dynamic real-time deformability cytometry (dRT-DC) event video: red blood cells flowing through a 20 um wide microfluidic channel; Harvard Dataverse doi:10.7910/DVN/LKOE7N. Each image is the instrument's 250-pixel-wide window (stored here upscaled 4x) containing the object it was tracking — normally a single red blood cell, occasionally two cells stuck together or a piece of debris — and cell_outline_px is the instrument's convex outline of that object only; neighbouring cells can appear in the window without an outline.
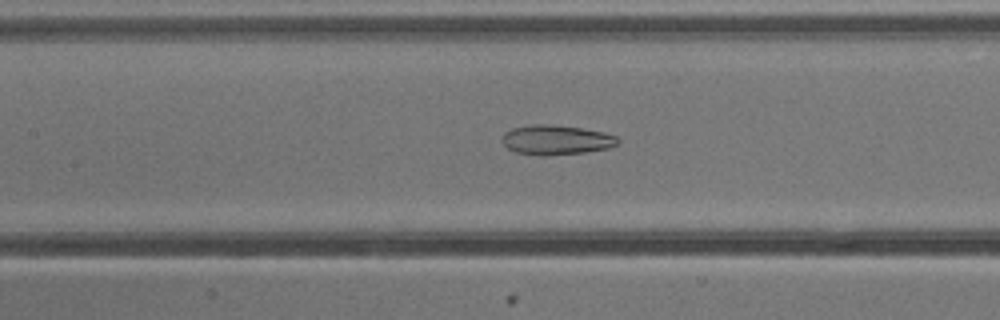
{"species": "common noctule bat (a hibernating species)", "species_latin": "Nyctalus noctula", "temperature_condition": "cold", "stored_images_in_passage": 49, "camera_frame_rate_fps": 3000, "um_per_image_px": 0.085, "animal": {"sex": "male", "body_mass_g": 13.3}, "frame": {"image": 1, "passage_image": 20, "time_ms": 6.333, "image_size_px": [1000, 320], "cell_outline_px": [[620, 144], [608, 148], [584, 152], [544, 156], [540, 156], [516, 152], [508, 148], [500, 140], [504, 132], [512, 128], [528, 124], [548, 124], [580, 128], [604, 132], [616, 136], [620, 140]], "centroid_in_image_um": [47.26, 11.89], "position_along_channel_um": 160.1, "area_um2": 20.17}}
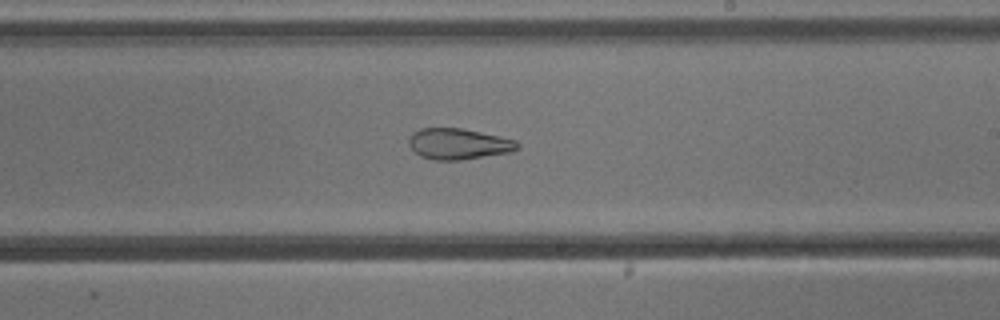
{"frame": {"image": 2, "passage_image": 27, "time_ms": 8.667, "image_size_px": [1000, 320], "cell_outline_px": [[520, 148], [512, 152], [460, 160], [436, 160], [420, 156], [408, 144], [408, 140], [412, 132], [420, 128], [460, 128], [480, 132], [516, 140], [520, 144]], "centroid_in_image_um": [38.98, 12.23], "position_along_channel_um": 250.0, "area_um2": 19.59}}
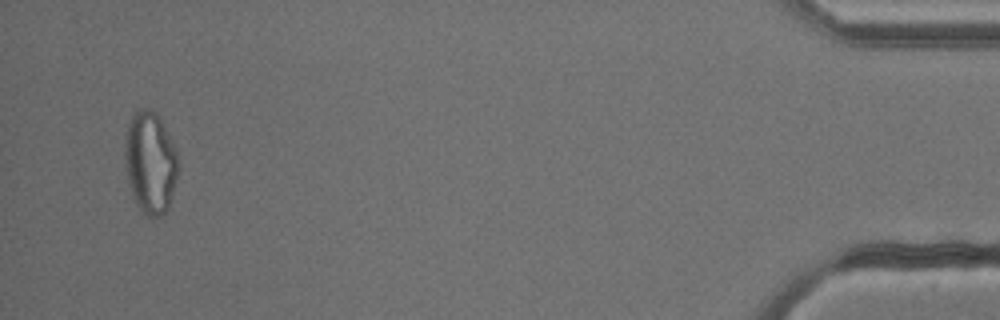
{"frame": {"image": 3, "passage_image": 47, "time_ms": 15.333, "image_size_px": [1000, 320], "cell_outline_px": [[180, 160], [176, 180], [168, 208], [160, 216], [144, 216], [136, 204], [132, 196], [128, 180], [124, 156], [124, 152], [128, 124], [132, 112], [140, 108], [144, 108], [156, 112], [160, 116]], "centroid_in_image_um": [12.77, 13.8], "position_along_channel_um": 422.4, "area_um2": 31.91}, "authors_computed_cell_mechanics": {"area_um2": 27.2238, "velocity_mm_per_s": 3.8679, "shape_relaxation_time_tau1_ms": null, "shape_relaxation_time_tau2_ms": 4.1904, "deformation_change_tau1": null, "deformation_change_tau2": 0.1328}}